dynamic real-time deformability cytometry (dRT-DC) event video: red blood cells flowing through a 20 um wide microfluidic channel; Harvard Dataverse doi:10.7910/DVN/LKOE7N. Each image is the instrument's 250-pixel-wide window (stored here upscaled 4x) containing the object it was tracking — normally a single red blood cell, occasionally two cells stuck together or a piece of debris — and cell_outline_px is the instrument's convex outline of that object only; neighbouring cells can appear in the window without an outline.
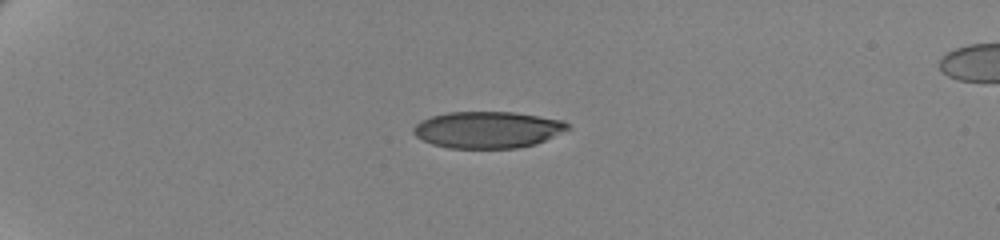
{"species": "human", "species_latin": "Homo sapiens", "temperature_condition": "cold", "stored_images_in_passage": 44, "camera_frame_rate_fps": 3000, "um_per_image_px": 0.085, "donor": {"sex": "female"}, "frame": {"image": 1, "passage_image": 1, "time_ms": 0.0, "image_size_px": [1000, 240], "cell_outline_px": [[572, 128], [536, 144], [516, 148], [448, 148], [432, 144], [416, 136], [412, 132], [412, 128], [420, 120], [432, 116], [448, 112], [516, 112], [564, 120]], "centroid_in_image_um": [41.46, 11.02], "position_along_channel_um": 43.5, "area_um2": 33.12}}
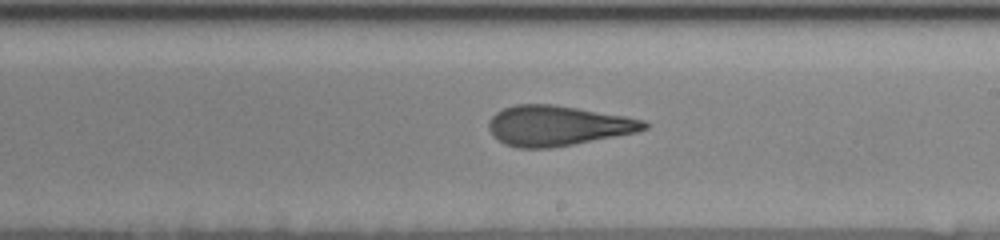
{"frame": {"image": 2, "passage_image": 23, "time_ms": 7.333, "image_size_px": [1000, 240], "cell_outline_px": [[648, 128], [636, 132], [552, 148], [516, 148], [504, 144], [492, 136], [488, 128], [488, 120], [496, 112], [504, 108], [516, 104], [552, 104], [624, 116], [644, 120], [648, 124]], "centroid_in_image_um": [47.34, 10.69], "position_along_channel_um": 241.7, "area_um2": 36.24}}
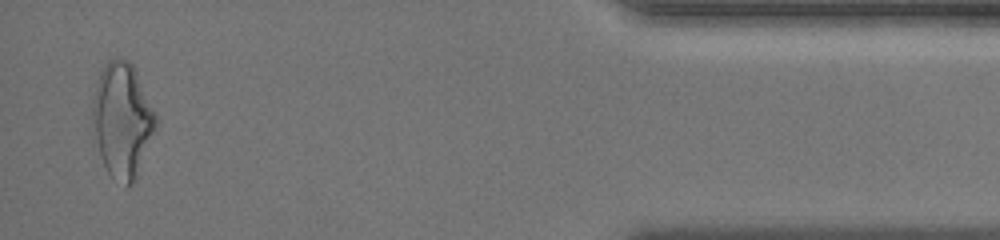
{"frame": {"image": 3, "passage_image": 43, "time_ms": 14.0, "image_size_px": [1000, 240], "cell_outline_px": [[156, 124], [132, 184], [128, 188], [124, 188], [112, 180], [100, 156], [92, 124], [92, 96], [100, 72], [104, 64], [108, 60], [116, 56], [128, 60], [132, 64], [156, 112]], "centroid_in_image_um": [10.35, 10.18], "position_along_channel_um": 424.9, "area_um2": 42.08}, "authors_computed_cell_mechanics": {"area_um2": 36.4429, "velocity_mm_per_s": 3.5149, "shape_relaxation_time_tau1_ms": 7.1793, "shape_relaxation_time_tau2_ms": 2.202, "deformation_change_tau1": 0.2298, "deformation_change_tau2": 0.1273}}